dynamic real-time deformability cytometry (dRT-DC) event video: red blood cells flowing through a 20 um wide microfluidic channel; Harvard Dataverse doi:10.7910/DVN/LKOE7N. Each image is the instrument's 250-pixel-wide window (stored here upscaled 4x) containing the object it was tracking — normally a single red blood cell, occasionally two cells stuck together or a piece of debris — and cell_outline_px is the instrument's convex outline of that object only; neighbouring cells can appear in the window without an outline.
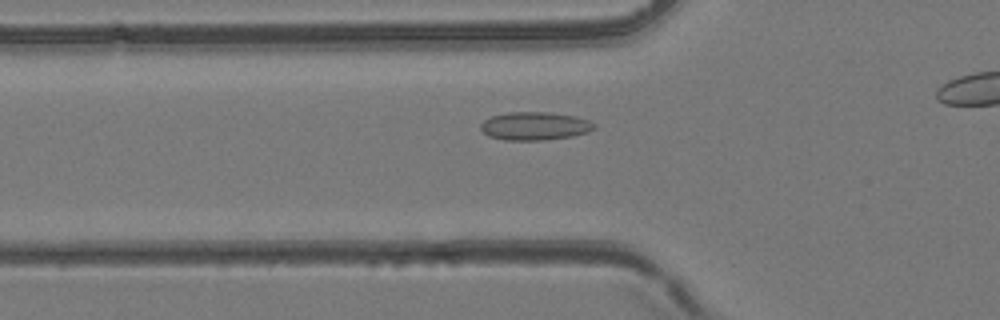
{"species": "common noctule bat (a hibernating species)", "species_latin": "Nyctalus noctula", "temperature_condition": "room temperature", "stored_images_in_passage": 34, "camera_frame_rate_fps": 3000, "um_per_image_px": 0.085, "animal": {"sex": "female", "body_mass_g": 24.6, "forearm_length_mm": 56.2}, "frame": {"image": 1, "passage_image": 11, "time_ms": 3.333, "image_size_px": [1000, 320], "cell_outline_px": [[596, 128], [588, 132], [572, 136], [544, 140], [504, 140], [488, 136], [480, 128], [480, 124], [484, 120], [492, 116], [508, 112], [548, 112], [576, 116], [588, 120], [596, 124]], "centroid_in_image_um": [45.46, 10.71], "position_along_channel_um": 80.3, "area_um2": 18.73}}
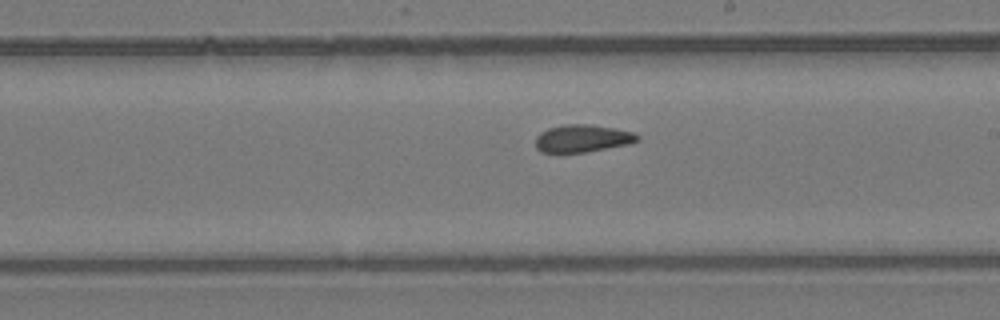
{"frame": {"image": 2, "passage_image": 22, "time_ms": 7.0, "image_size_px": [1000, 320], "cell_outline_px": [[640, 140], [628, 144], [584, 152], [540, 152], [536, 148], [536, 136], [540, 132], [548, 128], [564, 124], [592, 124], [632, 132], [640, 136]], "centroid_in_image_um": [49.48, 11.75], "position_along_channel_um": 239.5, "area_um2": 16.24}}
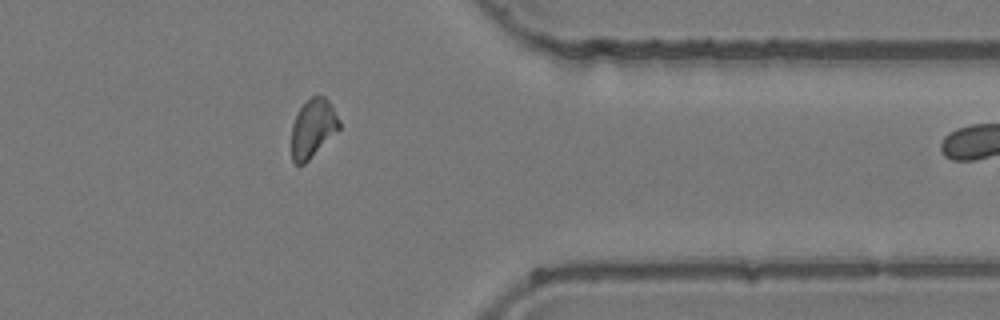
{"frame": {"image": 3, "passage_image": 33, "time_ms": 10.667, "image_size_px": [1000, 320], "cell_outline_px": [[340, 128], [304, 164], [296, 164], [292, 160], [292, 124], [300, 108], [312, 96], [324, 96], [332, 104], [340, 120]], "centroid_in_image_um": [26.61, 10.88], "position_along_channel_um": 384.8, "area_um2": 16.01}}